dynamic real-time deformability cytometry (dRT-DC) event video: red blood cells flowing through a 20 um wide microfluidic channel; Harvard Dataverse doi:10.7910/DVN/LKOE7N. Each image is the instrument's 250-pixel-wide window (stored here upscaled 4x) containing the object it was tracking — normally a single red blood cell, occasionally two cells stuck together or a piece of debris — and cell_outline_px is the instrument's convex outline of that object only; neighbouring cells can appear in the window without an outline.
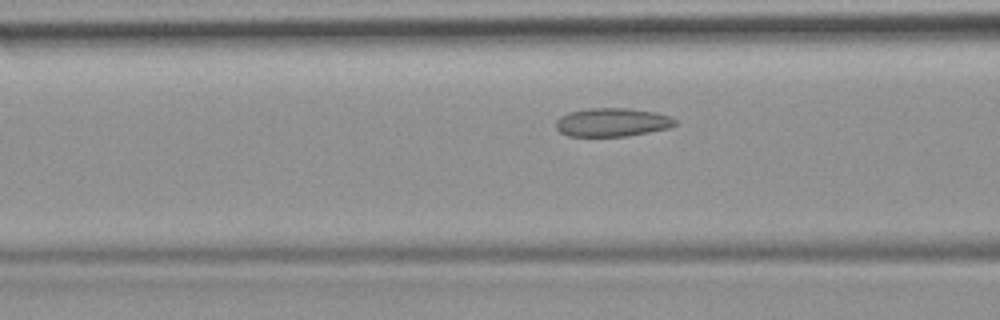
{"species": "common noctule bat (a hibernating species)", "species_latin": "Nyctalus noctula", "temperature_condition": "room temperature", "stored_images_in_passage": 38, "camera_frame_rate_fps": 3000, "um_per_image_px": 0.085, "animal": {"sex": "female", "body_mass_g": 19.9}, "frame": {"image": 1, "passage_image": 7, "time_ms": 2.0, "image_size_px": [1000, 320], "cell_outline_px": [[676, 124], [668, 128], [628, 136], [568, 136], [560, 132], [556, 128], [556, 120], [560, 116], [568, 112], [588, 108], [628, 108], [656, 112], [668, 116], [676, 120]], "centroid_in_image_um": [52.0, 10.39], "position_along_channel_um": 114.6, "area_um2": 19.83}}
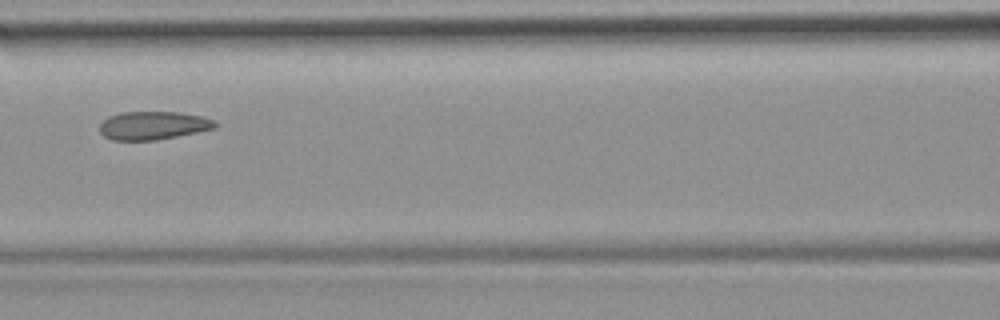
{"frame": {"image": 2, "passage_image": 10, "time_ms": 3.0, "image_size_px": [1000, 320], "cell_outline_px": [[216, 128], [156, 140], [112, 140], [104, 136], [100, 132], [100, 124], [108, 116], [120, 112], [180, 112], [200, 116], [216, 120]], "centroid_in_image_um": [13.0, 10.66], "position_along_channel_um": 153.6, "area_um2": 18.96}}
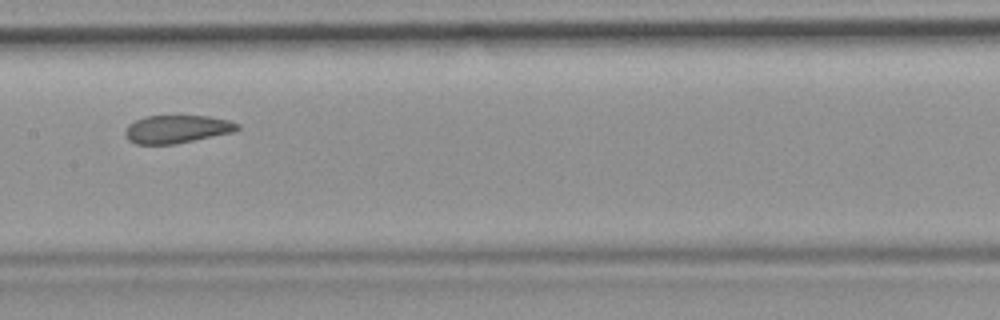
{"frame": {"image": 3, "passage_image": 13, "time_ms": 4.0, "image_size_px": [1000, 320], "cell_outline_px": [[240, 128], [232, 132], [172, 144], [136, 144], [128, 140], [124, 132], [128, 124], [144, 116], [208, 116], [228, 120], [240, 124]], "centroid_in_image_um": [15.0, 10.97], "position_along_channel_um": 192.4, "area_um2": 18.09}, "authors_computed_cell_mechanics": {"area_um2": 19.6231, "velocity_mm_per_s": 3.8931, "shape_relaxation_time_tau1_ms": null, "shape_relaxation_time_tau2_ms": 1.31, "deformation_change_tau1": null, "deformation_change_tau2": 0.0781}}